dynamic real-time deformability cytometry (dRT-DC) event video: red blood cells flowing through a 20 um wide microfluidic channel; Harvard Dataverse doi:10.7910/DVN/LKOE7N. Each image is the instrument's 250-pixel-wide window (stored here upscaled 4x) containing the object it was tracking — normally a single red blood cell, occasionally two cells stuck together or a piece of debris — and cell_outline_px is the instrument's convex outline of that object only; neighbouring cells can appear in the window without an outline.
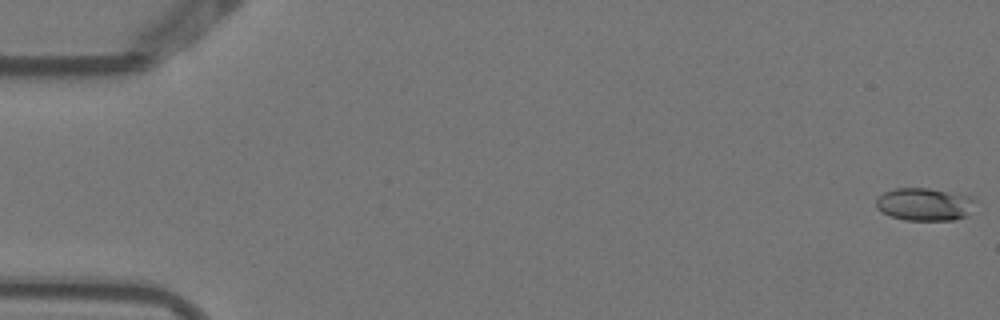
{"species": "Egyptian fruit bat (a non-hibernating species)", "species_latin": "Rousettus aegyptiacus", "temperature_condition": "warm", "stored_images_in_passage": 7, "camera_frame_rate_fps": 3000, "um_per_image_px": 0.085, "animal": {"sex": "female"}, "frame": {"image": 1, "passage_image": 1, "time_ms": 0.0, "image_size_px": [1000, 320], "cell_outline_px": [[976, 200], [968, 216], [952, 220], [904, 220], [888, 216], [876, 208], [876, 200], [884, 192], [896, 188], [928, 188], [968, 196]], "centroid_in_image_um": [78.56, 17.38], "position_along_channel_um": 6.4, "area_um2": 18.9}}
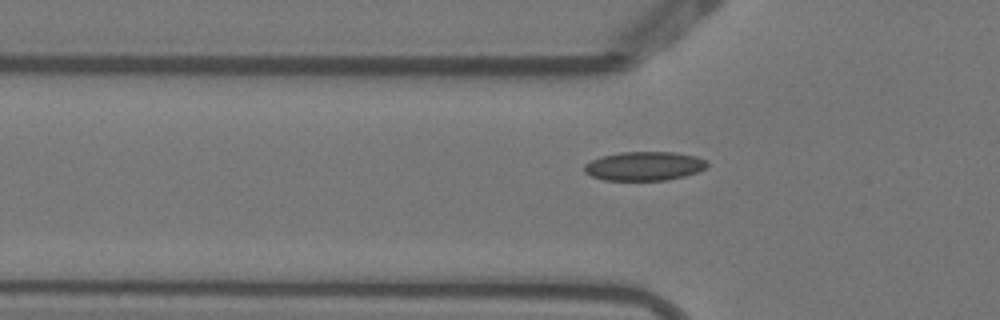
{"frame": {"image": 2, "passage_image": 7, "time_ms": 2.0, "image_size_px": [1000, 320], "cell_outline_px": [[708, 164], [704, 168], [696, 172], [684, 176], [668, 180], [604, 180], [592, 176], [584, 172], [584, 164], [592, 160], [604, 156], [620, 152], [672, 152], [696, 156], [708, 160]], "centroid_in_image_um": [54.77, 14.12], "position_along_channel_um": 71.0, "area_um2": 20.63}}